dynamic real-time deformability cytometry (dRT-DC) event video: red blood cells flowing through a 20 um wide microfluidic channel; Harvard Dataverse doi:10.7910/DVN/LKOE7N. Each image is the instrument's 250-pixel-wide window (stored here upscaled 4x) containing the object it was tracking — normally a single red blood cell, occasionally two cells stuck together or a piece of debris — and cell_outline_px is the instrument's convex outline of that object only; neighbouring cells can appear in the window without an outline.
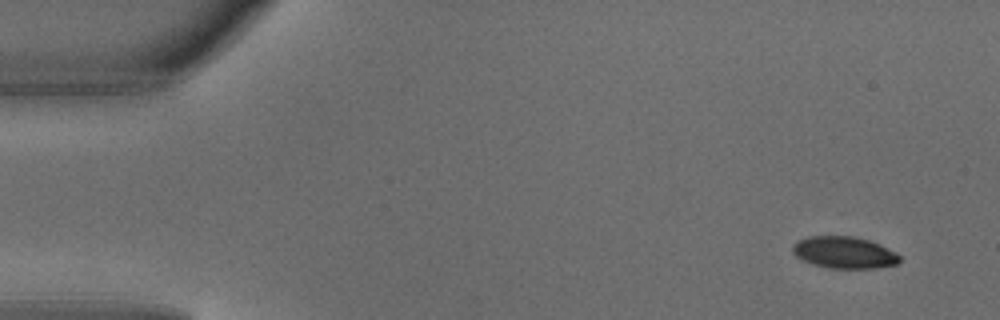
{"species": "common noctule bat (a hibernating species)", "species_latin": "Nyctalus noctula", "temperature_condition": "warm", "stored_images_in_passage": 4, "camera_frame_rate_fps": 3000, "um_per_image_px": 0.085, "animal": {"sex": "male", "body_mass_g": 18.8}, "frame": {"image": 1, "passage_image": 1, "time_ms": 0.0, "image_size_px": [1000, 320], "cell_outline_px": [[900, 260], [896, 264], [876, 268], [828, 268], [812, 264], [796, 256], [792, 252], [792, 244], [808, 236], [852, 236], [868, 240], [880, 244], [896, 252], [900, 256]], "centroid_in_image_um": [71.75, 21.46], "position_along_channel_um": 13.2, "area_um2": 19.83}}
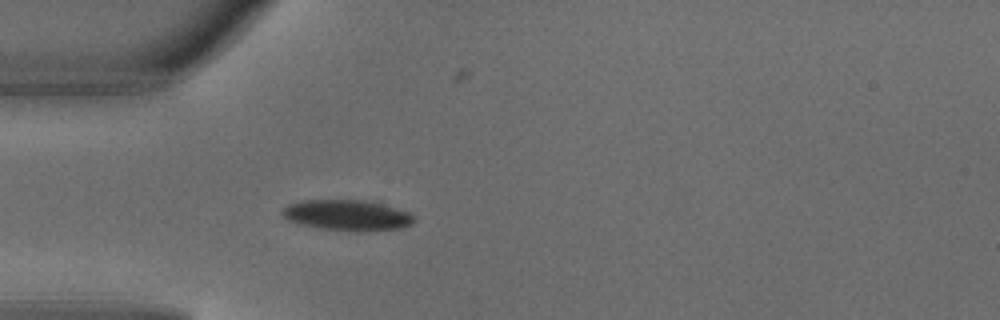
{"frame": {"image": 2, "passage_image": 4, "time_ms": 1.0, "image_size_px": [1000, 320], "cell_outline_px": [[416, 220], [412, 224], [400, 228], [320, 228], [296, 224], [288, 220], [280, 212], [288, 204], [304, 200], [376, 200], [408, 212]], "centroid_in_image_um": [29.48, 18.22], "position_along_channel_um": 55.5, "area_um2": 22.77}}